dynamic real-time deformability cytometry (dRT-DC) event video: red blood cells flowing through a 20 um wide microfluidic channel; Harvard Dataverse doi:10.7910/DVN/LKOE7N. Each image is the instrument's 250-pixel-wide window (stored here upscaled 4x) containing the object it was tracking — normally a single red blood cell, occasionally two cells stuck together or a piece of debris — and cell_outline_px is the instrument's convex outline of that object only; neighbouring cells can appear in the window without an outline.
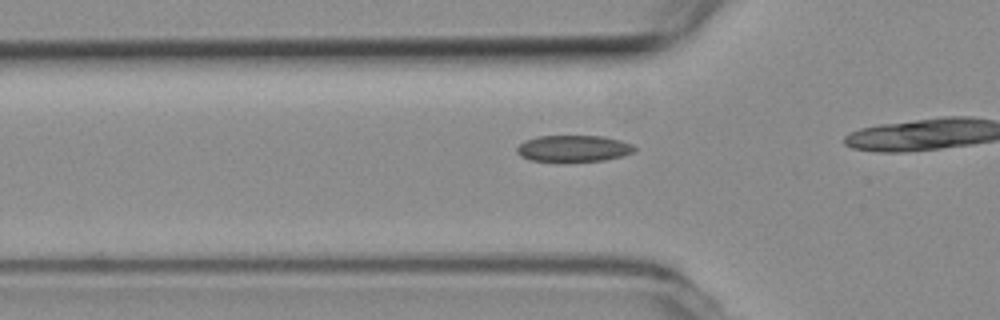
{"species": "common noctule bat (a hibernating species)", "species_latin": "Nyctalus noctula", "temperature_condition": "room temperature", "stored_images_in_passage": 23, "camera_frame_rate_fps": 3000, "um_per_image_px": 0.085, "animal": {"sex": "female", "body_mass_g": 19.3, "forearm_length_mm": 54.1}, "frame": {"image": 1, "passage_image": 14, "time_ms": 4.333, "image_size_px": [1000, 320], "cell_outline_px": [[636, 148], [632, 152], [620, 156], [604, 160], [532, 160], [520, 156], [516, 152], [516, 148], [524, 140], [536, 136], [604, 136], [620, 140], [632, 144]], "centroid_in_image_um": [48.72, 12.59], "position_along_channel_um": 77.1, "area_um2": 17.74}}
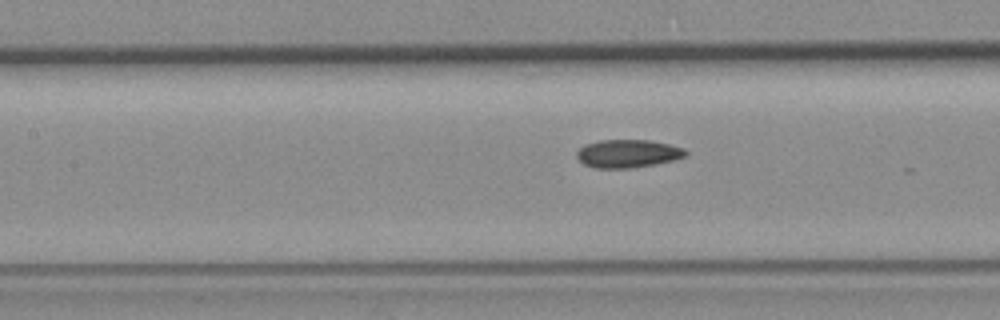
{"frame": {"image": 2, "passage_image": 20, "time_ms": 6.333, "image_size_px": [1000, 320], "cell_outline_px": [[688, 156], [656, 164], [632, 168], [596, 168], [584, 164], [576, 156], [576, 152], [584, 144], [600, 140], [648, 140], [668, 144], [684, 148], [688, 152]], "centroid_in_image_um": [53.37, 13.05], "position_along_channel_um": 154.0, "area_um2": 17.86}}